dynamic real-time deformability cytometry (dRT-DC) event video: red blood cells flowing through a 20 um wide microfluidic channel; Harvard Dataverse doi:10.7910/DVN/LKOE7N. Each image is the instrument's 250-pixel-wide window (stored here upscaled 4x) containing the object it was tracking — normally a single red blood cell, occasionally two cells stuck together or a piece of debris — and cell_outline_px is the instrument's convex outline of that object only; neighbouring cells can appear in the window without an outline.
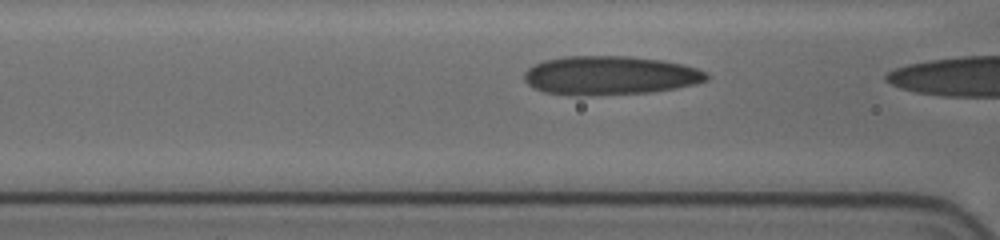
{"species": "human", "species_latin": "Homo sapiens", "temperature_condition": "cold", "stored_images_in_passage": 8, "camera_frame_rate_fps": 3000, "um_per_image_px": 0.085, "donor": {"sex": "female"}, "frame": {"image": 1, "passage_image": 7, "time_ms": 2.0, "image_size_px": [1000, 240], "cell_outline_px": [[708, 80], [696, 84], [676, 88], [648, 92], [592, 96], [568, 96], [544, 92], [532, 88], [524, 80], [524, 72], [532, 64], [544, 60], [564, 56], [628, 56], [660, 60], [684, 64], [708, 72]], "centroid_in_image_um": [51.8, 6.42], "position_along_channel_um": 114.8, "area_um2": 41.85}}